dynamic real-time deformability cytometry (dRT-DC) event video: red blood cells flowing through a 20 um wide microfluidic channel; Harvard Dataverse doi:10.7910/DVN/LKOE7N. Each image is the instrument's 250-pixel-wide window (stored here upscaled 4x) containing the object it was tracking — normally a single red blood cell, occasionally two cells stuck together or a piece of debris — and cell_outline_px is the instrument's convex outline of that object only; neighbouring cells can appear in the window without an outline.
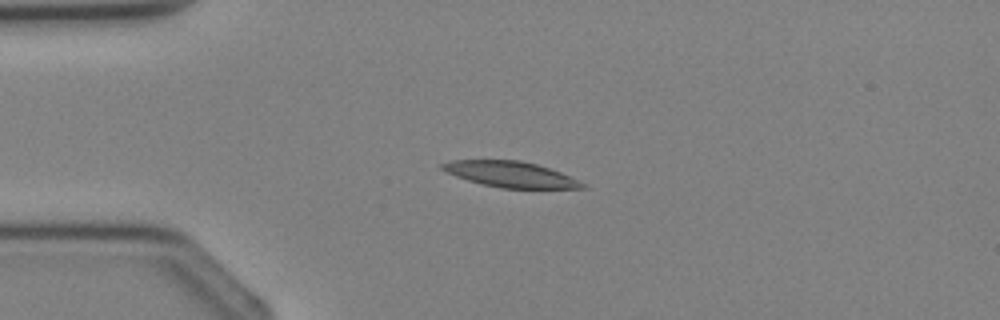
{"species": "Egyptian fruit bat (a non-hibernating species)", "species_latin": "Rousettus aegyptiacus", "temperature_condition": "cold", "stored_images_in_passage": 2, "camera_frame_rate_fps": 3000, "um_per_image_px": 0.085, "animal": {"sex": "female"}, "frame": {"image": 1, "passage_image": 2, "time_ms": 2.0, "image_size_px": [1000, 320], "cell_outline_px": [[588, 188], [500, 188], [468, 180], [456, 176], [440, 168], [440, 164], [452, 160], [520, 160], [536, 164], [560, 172], [588, 184]], "centroid_in_image_um": [43.43, 14.82], "position_along_channel_um": 41.6, "area_um2": 20.87}}